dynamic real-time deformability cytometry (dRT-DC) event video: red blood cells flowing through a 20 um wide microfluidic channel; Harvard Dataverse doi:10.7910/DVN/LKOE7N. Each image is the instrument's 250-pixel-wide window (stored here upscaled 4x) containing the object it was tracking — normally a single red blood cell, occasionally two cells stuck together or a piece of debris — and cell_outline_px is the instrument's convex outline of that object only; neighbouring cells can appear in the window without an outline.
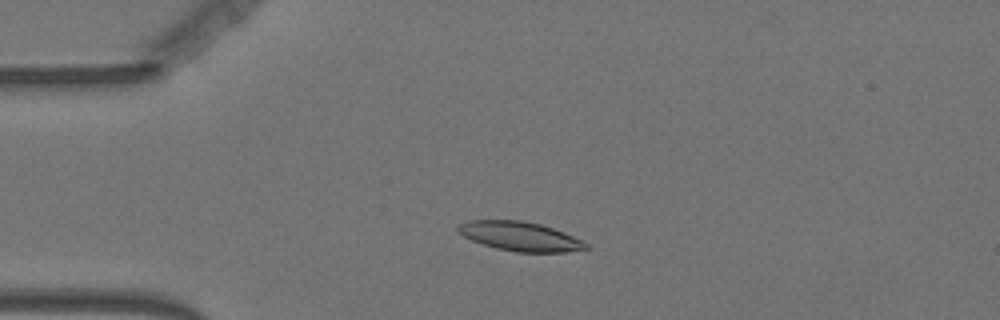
{"species": "Egyptian fruit bat (a non-hibernating species)", "species_latin": "Rousettus aegyptiacus", "temperature_condition": "warm", "stored_images_in_passage": 44, "camera_frame_rate_fps": 3000, "um_per_image_px": 0.085, "animal": {"sex": "female"}, "frame": {"image": 1, "passage_image": 1, "time_ms": 0.0, "image_size_px": [1000, 320], "cell_outline_px": [[588, 248], [564, 252], [516, 252], [496, 248], [480, 244], [456, 232], [456, 224], [468, 220], [524, 220], [540, 224], [564, 232], [588, 244]], "centroid_in_image_um": [44.12, 20.07], "position_along_channel_um": 40.9, "area_um2": 21.85}}
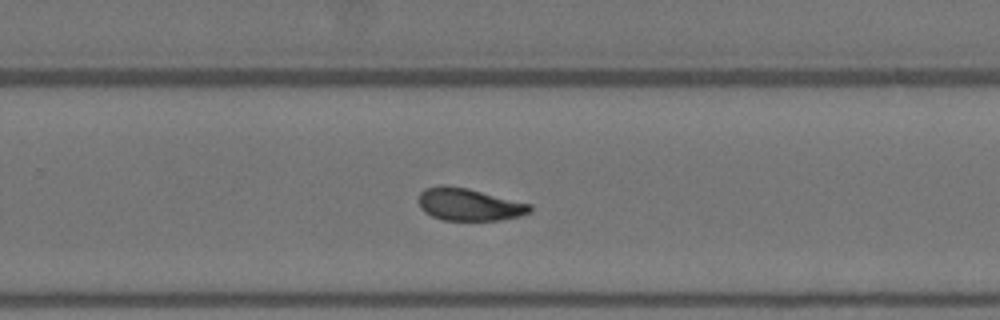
{"frame": {"image": 2, "passage_image": 24, "time_ms": 7.667, "image_size_px": [1000, 320], "cell_outline_px": [[532, 212], [520, 216], [500, 220], [444, 220], [432, 216], [424, 212], [420, 208], [416, 200], [420, 192], [424, 188], [440, 184], [444, 184], [468, 188], [532, 204]], "centroid_in_image_um": [39.83, 17.36], "position_along_channel_um": 290.0, "area_um2": 21.44}}
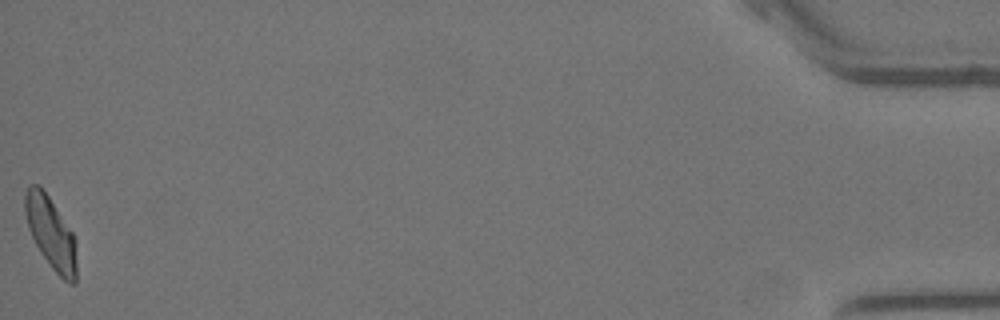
{"frame": {"image": 3, "passage_image": 44, "time_ms": 14.333, "image_size_px": [1000, 320], "cell_outline_px": [[76, 280], [72, 284], [64, 280], [52, 268], [40, 252], [28, 228], [24, 212], [24, 192], [32, 184], [40, 184], [72, 232], [76, 244]], "centroid_in_image_um": [4.3, 19.78], "position_along_channel_um": 430.9, "area_um2": 21.44}, "authors_computed_cell_mechanics": {"area_um2": 21.2415, "velocity_mm_per_s": 3.5911, "shape_relaxation_time_tau1_ms": 9.5881, "shape_relaxation_time_tau2_ms": 2.9239, "deformation_change_tau1": 0.2111, "deformation_change_tau2": 0.0951}}